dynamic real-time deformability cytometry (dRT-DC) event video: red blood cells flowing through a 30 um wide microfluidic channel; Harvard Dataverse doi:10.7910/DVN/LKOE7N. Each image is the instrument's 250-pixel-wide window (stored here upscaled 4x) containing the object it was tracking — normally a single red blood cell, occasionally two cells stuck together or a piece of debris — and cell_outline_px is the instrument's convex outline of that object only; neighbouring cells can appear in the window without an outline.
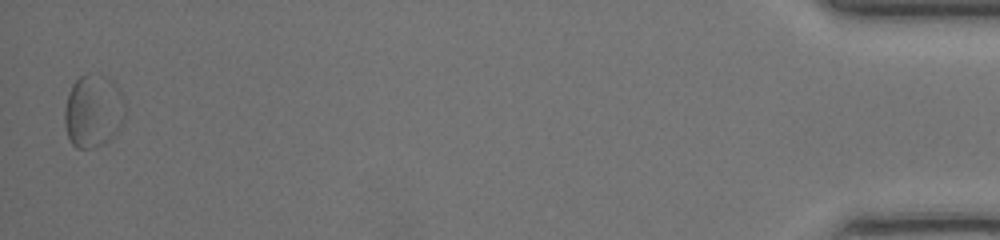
{"species": "common noctule bat (a hibernating species)", "species_latin": "Nyctalus noctula", "temperature_condition": "room temperature", "stored_images_in_passage": 47, "segment_of_instrument_passage": [2, 2], "camera_frame_rate_fps": 3000, "um_per_image_px": 0.085, "animal": {"sex": "female", "body_mass_g": 20.0, "forearm_length_mm": 54.0}, "frame": {"image": 1, "passage_image": 47, "time_ms": 15.333, "image_size_px": [1000, 240], "cell_outline_px": [[128, 108], [124, 120], [120, 128], [108, 140], [92, 148], [76, 148], [72, 144], [68, 136], [64, 124], [64, 108], [68, 92], [72, 84], [80, 76], [104, 76], [116, 84], [120, 88]], "centroid_in_image_um": [7.95, 9.45], "position_along_channel_um": 427.2, "area_um2": 25.95}}